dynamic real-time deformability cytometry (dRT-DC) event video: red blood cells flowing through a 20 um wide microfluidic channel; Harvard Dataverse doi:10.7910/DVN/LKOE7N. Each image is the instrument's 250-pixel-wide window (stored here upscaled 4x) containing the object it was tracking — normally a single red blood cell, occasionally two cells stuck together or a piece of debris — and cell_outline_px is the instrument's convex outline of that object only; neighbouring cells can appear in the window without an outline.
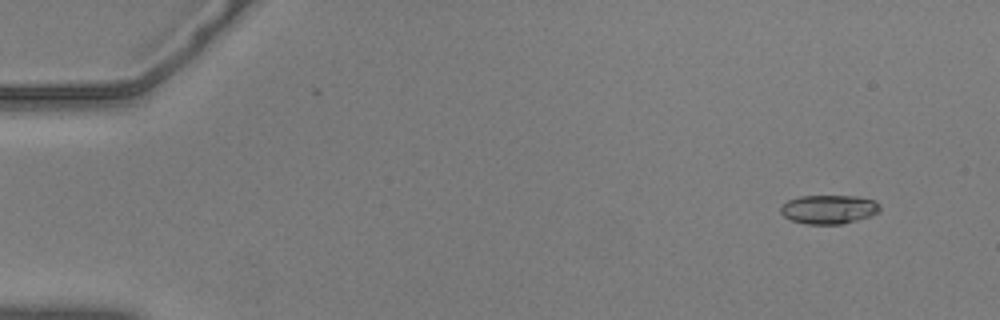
{"species": "common noctule bat (a hibernating species)", "species_latin": "Nyctalus noctula", "temperature_condition": "warm", "stored_images_in_passage": 56, "camera_frame_rate_fps": 3000, "um_per_image_px": 0.085, "animal": {"sex": "male", "body_mass_g": 20.5, "forearm_length_mm": 52.5}, "frame": {"image": 1, "passage_image": 4, "time_ms": 1.0, "image_size_px": [1000, 320], "cell_outline_px": [[880, 212], [872, 216], [844, 224], [808, 224], [792, 220], [784, 216], [780, 212], [780, 204], [788, 200], [800, 196], [856, 196], [876, 200], [880, 204]], "centroid_in_image_um": [70.48, 17.79], "position_along_channel_um": 14.5, "area_um2": 16.99}}
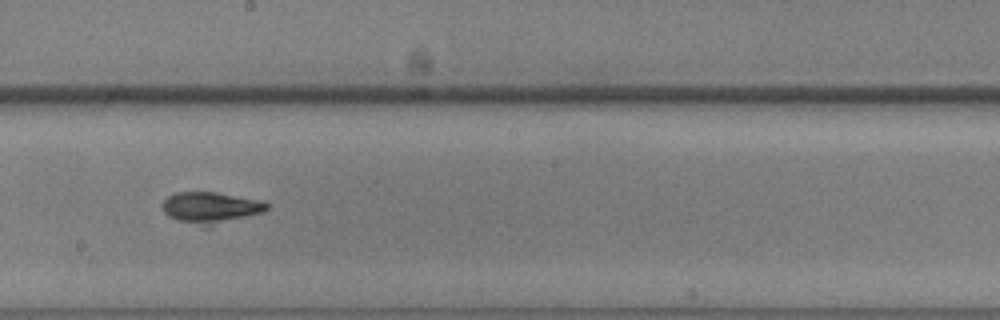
{"frame": {"image": 2, "passage_image": 32, "time_ms": 10.333, "image_size_px": [1000, 320], "cell_outline_px": [[268, 208], [264, 212], [208, 228], [204, 228], [168, 216], [164, 212], [164, 200], [168, 196], [176, 192], [216, 192], [256, 200], [268, 204]], "centroid_in_image_um": [17.91, 17.68], "position_along_channel_um": 230.3, "area_um2": 19.02}}
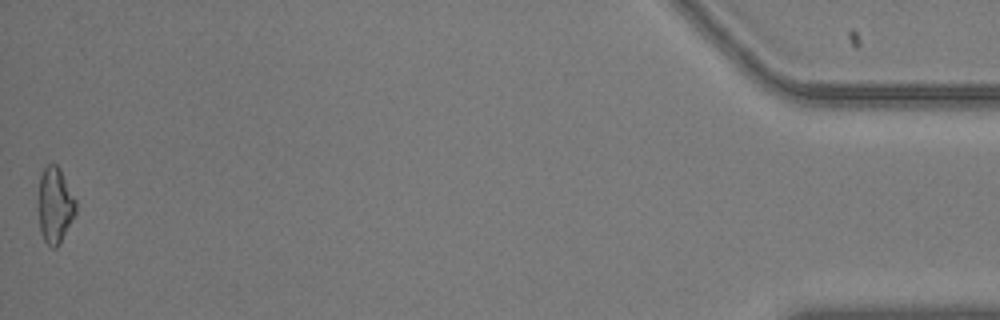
{"frame": {"image": 3, "passage_image": 56, "time_ms": 18.333, "image_size_px": [1000, 320], "cell_outline_px": [[76, 212], [60, 244], [56, 248], [52, 248], [44, 240], [40, 232], [36, 200], [40, 176], [44, 168], [48, 164], [56, 164], [60, 168], [76, 200]], "centroid_in_image_um": [4.64, 17.44], "position_along_channel_um": 430.6, "area_um2": 17.05}, "authors_computed_cell_mechanics": {"area_um2": 16.9932, "velocity_mm_per_s": 3.6276, "shape_relaxation_time_tau1_ms": 3.0447, "shape_relaxation_time_tau2_ms": null, "deformation_change_tau1": 0.1468, "deformation_change_tau2": null}}